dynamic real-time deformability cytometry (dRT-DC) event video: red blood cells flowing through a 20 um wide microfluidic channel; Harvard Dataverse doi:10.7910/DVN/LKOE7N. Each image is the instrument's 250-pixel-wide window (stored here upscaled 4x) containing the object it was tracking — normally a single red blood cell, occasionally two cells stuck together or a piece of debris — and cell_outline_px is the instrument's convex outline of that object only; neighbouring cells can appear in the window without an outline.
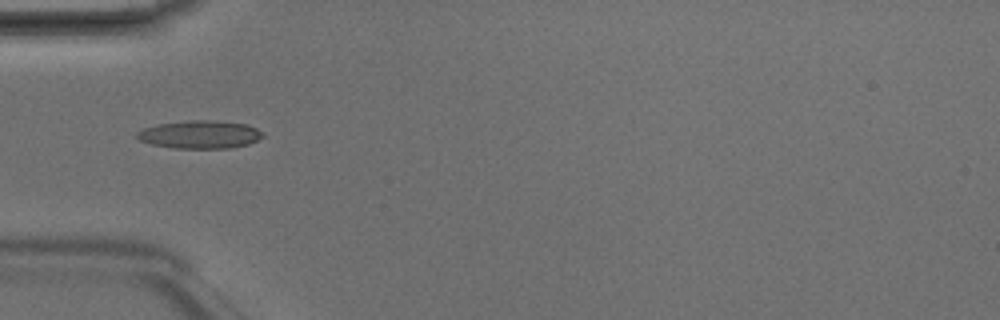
{"species": "Egyptian fruit bat (a non-hibernating species)", "species_latin": "Rousettus aegyptiacus", "temperature_condition": "room temperature", "stored_images_in_passage": 1, "camera_frame_rate_fps": 3000, "um_per_image_px": 0.085, "animal": {"sex": "male"}, "frame": {"image": 1, "passage_image": 1, "time_ms": 0.0, "image_size_px": [1000, 320], "cell_outline_px": [[264, 136], [248, 144], [228, 148], [172, 148], [152, 144], [140, 140], [136, 136], [136, 132], [144, 128], [160, 124], [188, 120], [212, 120], [244, 124], [256, 128]], "centroid_in_image_um": [16.96, 11.43], "position_along_channel_um": 68.0, "area_um2": 20.23}}